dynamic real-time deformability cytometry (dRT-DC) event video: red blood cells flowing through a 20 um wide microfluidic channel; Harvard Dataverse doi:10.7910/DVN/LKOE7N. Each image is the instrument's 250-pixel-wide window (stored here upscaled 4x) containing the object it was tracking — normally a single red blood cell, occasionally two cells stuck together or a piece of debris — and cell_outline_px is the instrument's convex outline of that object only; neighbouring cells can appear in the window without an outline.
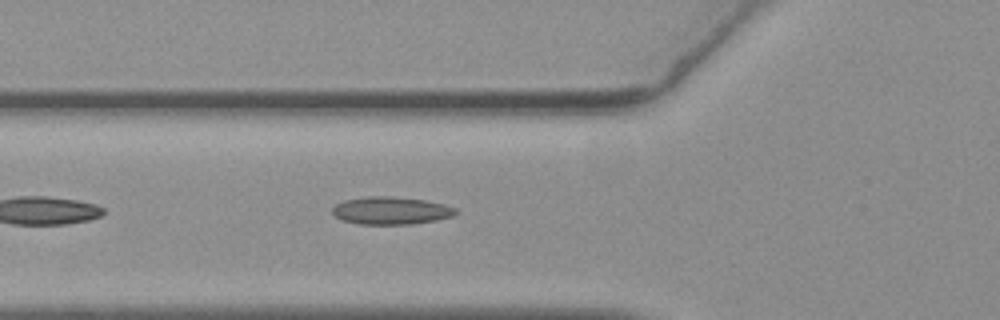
{"species": "common noctule bat (a hibernating species)", "species_latin": "Nyctalus noctula", "temperature_condition": "warm", "stored_images_in_passage": 39, "camera_frame_rate_fps": 3000, "um_per_image_px": 0.085, "animal": {"sex": "female", "body_mass_g": 19.3, "forearm_length_mm": 54.1}, "frame": {"image": 1, "passage_image": 6, "time_ms": 1.667, "image_size_px": [1000, 320], "cell_outline_px": [[456, 212], [452, 216], [436, 220], [412, 224], [356, 224], [344, 220], [336, 216], [332, 212], [332, 208], [336, 204], [344, 200], [372, 196], [392, 196], [424, 200], [444, 204], [456, 208]], "centroid_in_image_um": [33.23, 17.9], "position_along_channel_um": 92.6, "area_um2": 19.71}}
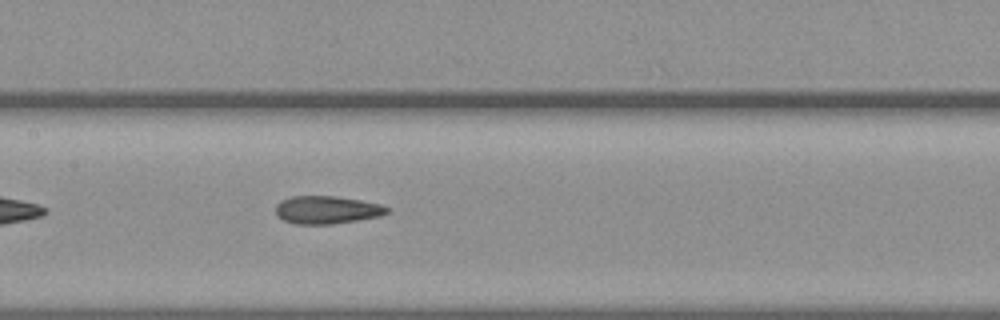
{"frame": {"image": 2, "passage_image": 13, "time_ms": 4.0, "image_size_px": [1000, 320], "cell_outline_px": [[388, 212], [380, 216], [332, 224], [296, 224], [284, 220], [276, 216], [276, 204], [280, 200], [292, 196], [336, 196], [360, 200], [380, 204], [388, 208]], "centroid_in_image_um": [27.74, 17.83], "position_along_channel_um": 179.7, "area_um2": 18.03}}
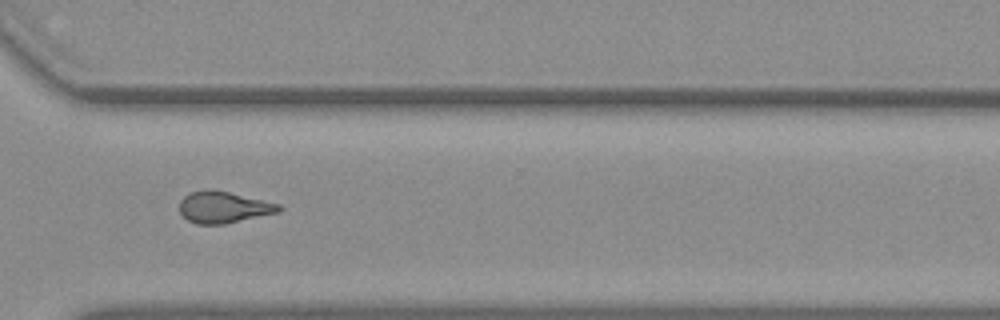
{"frame": {"image": 3, "passage_image": 27, "time_ms": 8.667, "image_size_px": [1000, 320], "cell_outline_px": [[280, 212], [224, 224], [196, 224], [188, 220], [180, 212], [180, 200], [188, 192], [204, 188], [208, 188], [228, 192], [280, 204]], "centroid_in_image_um": [18.96, 17.6], "position_along_channel_um": 351.6, "area_um2": 18.26}, "authors_computed_cell_mechanics": {"area_um2": 18.3226, "velocity_mm_per_s": 3.6952, "shape_relaxation_time_tau1_ms": null, "shape_relaxation_time_tau2_ms": 2.5434, "deformation_change_tau1": null, "deformation_change_tau2": 0.1049}}